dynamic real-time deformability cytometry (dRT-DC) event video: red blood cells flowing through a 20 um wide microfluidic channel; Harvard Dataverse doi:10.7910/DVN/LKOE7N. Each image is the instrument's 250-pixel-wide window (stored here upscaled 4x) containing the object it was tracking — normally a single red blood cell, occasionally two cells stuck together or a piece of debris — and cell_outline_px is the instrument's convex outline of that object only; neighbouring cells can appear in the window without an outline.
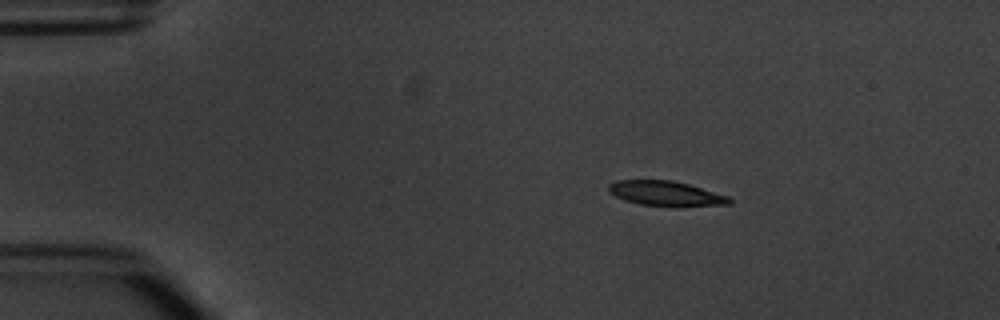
{"species": "common noctule bat (a hibernating species)", "species_latin": "Nyctalus noctula", "temperature_condition": "warm", "stored_images_in_passage": 4, "segment_of_instrument_passage": [1, 2], "camera_frame_rate_fps": 3000, "um_per_image_px": 0.085, "animal": {"sex": "male", "body_mass_g": 20.1, "forearm_length_mm": 53.5}, "frame": {"image": 1, "passage_image": 1, "time_ms": 0.0, "image_size_px": [1000, 320], "cell_outline_px": [[732, 204], [676, 208], [640, 204], [624, 200], [608, 192], [608, 184], [616, 180], [672, 180], [688, 184], [728, 196], [732, 200]], "centroid_in_image_um": [56.61, 16.47], "position_along_channel_um": 28.4, "area_um2": 17.92}}